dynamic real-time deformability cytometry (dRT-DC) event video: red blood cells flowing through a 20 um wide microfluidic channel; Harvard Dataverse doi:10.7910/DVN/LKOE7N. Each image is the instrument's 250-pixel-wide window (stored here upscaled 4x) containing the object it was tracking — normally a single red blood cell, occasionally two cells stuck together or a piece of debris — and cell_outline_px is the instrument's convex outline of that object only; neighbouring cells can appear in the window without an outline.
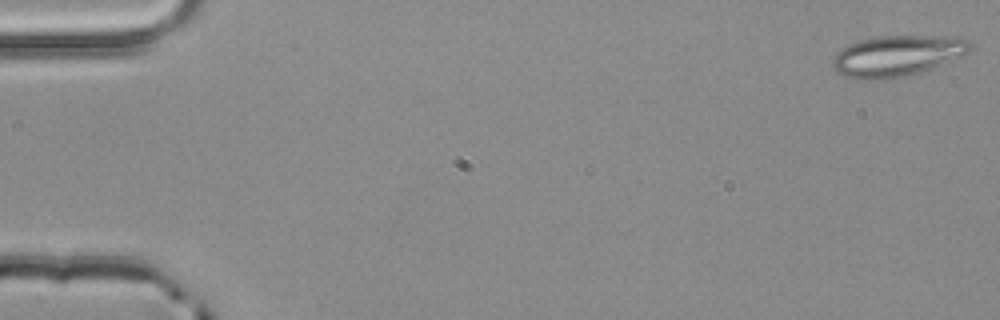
{"species": "common noctule bat (a hibernating species)", "species_latin": "Nyctalus noctula", "temperature_condition": "room temperature", "stored_images_in_passage": 3, "camera_frame_rate_fps": 3000, "um_per_image_px": 0.085, "animal": {"sex": "male", "body_mass_g": 20.4}, "frame": {"image": 1, "passage_image": 1, "time_ms": 0.0, "image_size_px": [1000, 320], "cell_outline_px": [[972, 48], [968, 52], [920, 72], [904, 76], [880, 80], [864, 80], [844, 76], [836, 72], [832, 68], [832, 60], [836, 52], [840, 48], [848, 44], [860, 40], [880, 36], [964, 36], [972, 44]], "centroid_in_image_um": [76.21, 4.73], "position_along_channel_um": 8.8, "area_um2": 32.83}}